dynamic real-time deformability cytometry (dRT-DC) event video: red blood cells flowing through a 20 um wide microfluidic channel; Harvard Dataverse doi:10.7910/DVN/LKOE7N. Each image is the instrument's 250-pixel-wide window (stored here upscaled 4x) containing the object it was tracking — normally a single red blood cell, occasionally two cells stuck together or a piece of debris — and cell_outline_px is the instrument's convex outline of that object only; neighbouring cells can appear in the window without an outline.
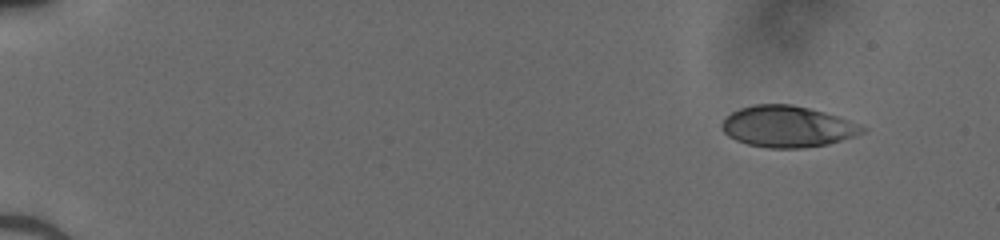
{"species": "human", "species_latin": "Homo sapiens", "temperature_condition": "cold", "stored_images_in_passage": 47, "camera_frame_rate_fps": 3000, "um_per_image_px": 0.085, "donor": {"sex": "male"}, "frame": {"image": 1, "passage_image": 1, "time_ms": 0.0, "image_size_px": [1000, 240], "cell_outline_px": [[868, 128], [864, 132], [856, 136], [828, 144], [804, 148], [768, 148], [748, 144], [736, 140], [728, 136], [720, 128], [720, 124], [732, 112], [740, 108], [752, 104], [792, 104], [840, 116], [860, 124]], "centroid_in_image_um": [66.96, 10.76], "position_along_channel_um": 18.0, "area_um2": 34.04}}
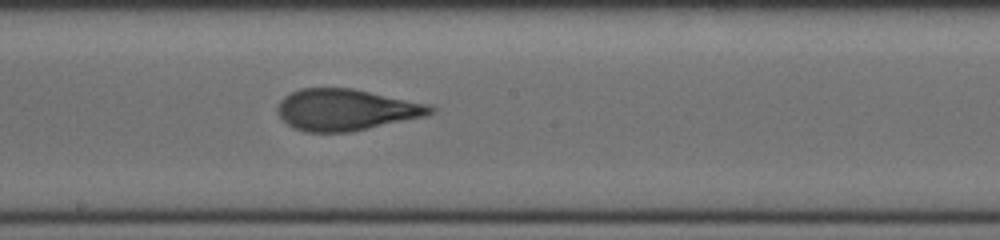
{"frame": {"image": 2, "passage_image": 26, "time_ms": 8.333, "image_size_px": [1000, 240], "cell_outline_px": [[436, 112], [424, 116], [352, 132], [308, 132], [296, 128], [288, 124], [276, 112], [276, 108], [280, 100], [284, 96], [300, 88], [352, 88], [428, 104], [436, 108]], "centroid_in_image_um": [29.4, 9.33], "position_along_channel_um": 218.8, "area_um2": 36.76}}
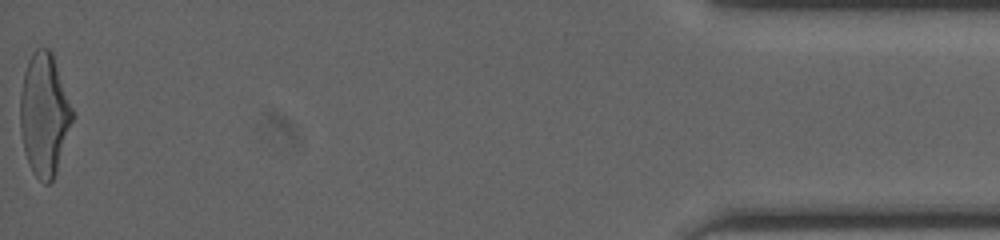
{"frame": {"image": 3, "passage_image": 47, "time_ms": 15.333, "image_size_px": [1000, 240], "cell_outline_px": [[72, 120], [52, 180], [48, 184], [44, 184], [32, 172], [24, 152], [20, 132], [20, 92], [24, 72], [28, 60], [32, 52], [36, 48], [48, 48], [52, 52], [72, 108]], "centroid_in_image_um": [3.71, 9.7], "position_along_channel_um": 431.5, "area_um2": 36.65}}